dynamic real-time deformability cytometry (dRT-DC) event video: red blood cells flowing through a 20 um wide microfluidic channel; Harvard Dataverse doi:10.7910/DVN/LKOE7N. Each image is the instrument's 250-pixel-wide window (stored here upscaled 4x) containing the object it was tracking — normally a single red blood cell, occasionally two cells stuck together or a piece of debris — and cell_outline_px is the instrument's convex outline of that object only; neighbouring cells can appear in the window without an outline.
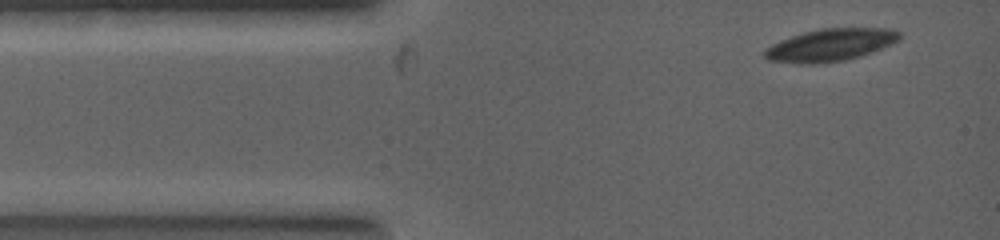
{"species": "common noctule bat (a hibernating species)", "species_latin": "Nyctalus noctula", "temperature_condition": "warm", "stored_images_in_passage": 4, "camera_frame_rate_fps": 5000, "um_per_image_px": 0.085, "animal": {"sex": "female", "body_mass_g": 19.0, "forearm_length_mm": 53.3}, "frame": {"image": 1, "passage_image": 1, "time_ms": 0.0, "image_size_px": [1000, 240], "cell_outline_px": [[900, 36], [896, 40], [880, 48], [860, 56], [844, 60], [808, 64], [768, 60], [764, 56], [764, 52], [772, 44], [780, 40], [804, 32], [824, 28], [888, 28], [900, 32]], "centroid_in_image_um": [70.55, 3.81], "position_along_channel_um": 14.4, "area_um2": 24.8}}